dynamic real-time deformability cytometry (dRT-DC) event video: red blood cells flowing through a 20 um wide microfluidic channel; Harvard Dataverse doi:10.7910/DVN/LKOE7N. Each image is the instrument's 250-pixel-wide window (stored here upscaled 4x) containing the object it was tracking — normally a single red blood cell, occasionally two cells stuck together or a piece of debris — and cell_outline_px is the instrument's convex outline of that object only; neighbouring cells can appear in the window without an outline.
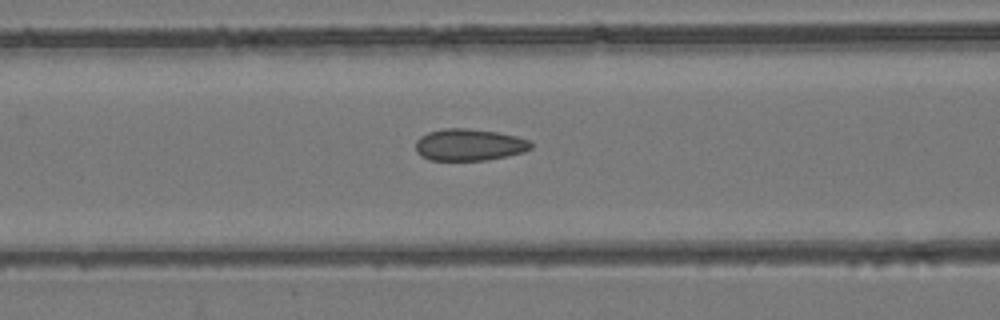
{"species": "common noctule bat (a hibernating species)", "species_latin": "Nyctalus noctula", "temperature_condition": "room temperature", "stored_images_in_passage": 53, "camera_frame_rate_fps": 3000, "um_per_image_px": 0.085, "animal": {"sex": "female", "body_mass_g": 24.6, "forearm_length_mm": 56.2}, "frame": {"image": 1, "passage_image": 22, "time_ms": 7.0, "image_size_px": [1000, 320], "cell_outline_px": [[532, 148], [524, 152], [508, 156], [484, 160], [428, 160], [420, 156], [416, 152], [416, 140], [420, 136], [428, 132], [444, 128], [468, 128], [496, 132], [516, 136], [528, 140], [532, 144]], "centroid_in_image_um": [39.86, 12.31], "position_along_channel_um": 126.7, "area_um2": 21.5}}
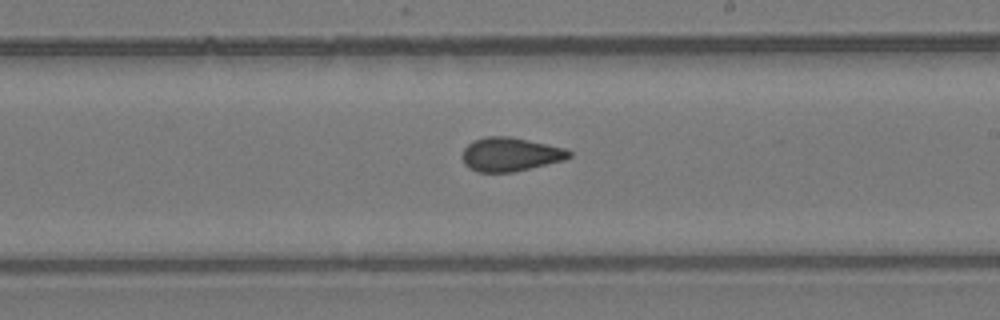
{"frame": {"image": 2, "passage_image": 31, "time_ms": 10.0, "image_size_px": [1000, 320], "cell_outline_px": [[572, 156], [564, 160], [512, 172], [476, 172], [468, 168], [464, 164], [460, 156], [464, 148], [472, 140], [484, 136], [508, 136], [528, 140], [564, 148], [572, 152]], "centroid_in_image_um": [43.31, 13.12], "position_along_channel_um": 245.7, "area_um2": 21.15}}
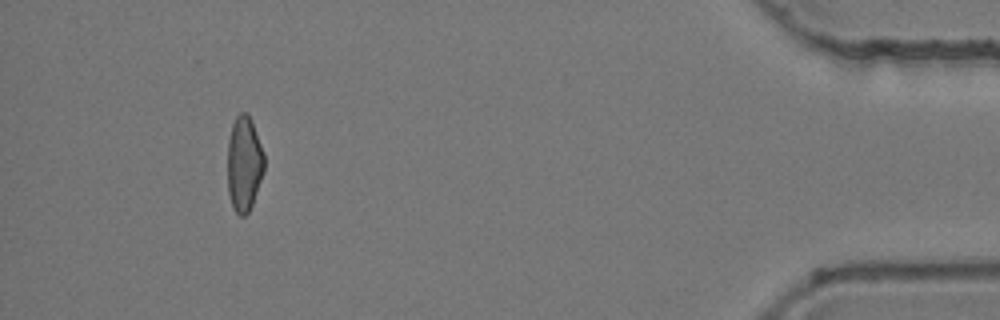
{"frame": {"image": 3, "passage_image": 49, "time_ms": 16.0, "image_size_px": [1000, 320], "cell_outline_px": [[264, 172], [252, 204], [248, 212], [244, 216], [240, 216], [232, 208], [228, 192], [228, 140], [232, 124], [236, 116], [240, 112], [248, 112], [252, 120], [264, 152]], "centroid_in_image_um": [20.75, 13.9], "position_along_channel_um": 414.4, "area_um2": 20.58}, "authors_computed_cell_mechanics": {"area_um2": 21.5016, "velocity_mm_per_s": 3.9692, "shape_relaxation_time_tau1_ms": null, "shape_relaxation_time_tau2_ms": 1.2541, "deformation_change_tau1": null, "deformation_change_tau2": 0.0822}}